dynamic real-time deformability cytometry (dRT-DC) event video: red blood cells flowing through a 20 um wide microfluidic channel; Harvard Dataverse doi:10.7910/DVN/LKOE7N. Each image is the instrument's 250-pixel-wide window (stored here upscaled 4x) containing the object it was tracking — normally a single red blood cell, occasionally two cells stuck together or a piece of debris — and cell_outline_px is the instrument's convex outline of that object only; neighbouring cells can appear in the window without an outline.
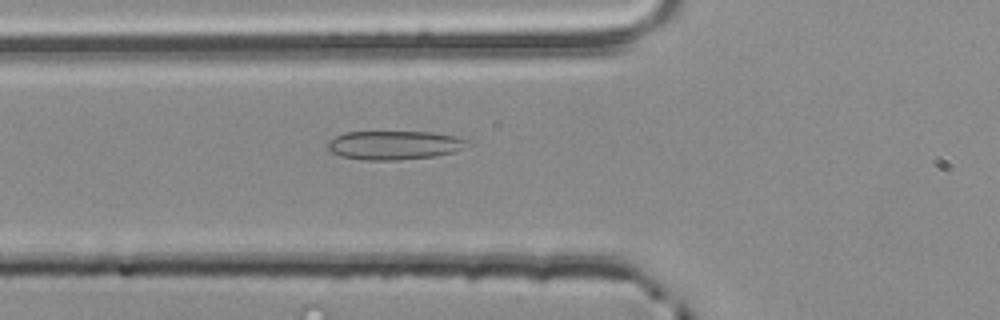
{"species": "common noctule bat (a hibernating species)", "species_latin": "Nyctalus noctula", "temperature_condition": "room temperature", "stored_images_in_passage": 35, "camera_frame_rate_fps": 3000, "um_per_image_px": 0.085, "animal": {"sex": "male", "body_mass_g": 20.4}, "frame": {"image": 1, "passage_image": 7, "time_ms": 2.0, "image_size_px": [1000, 320], "cell_outline_px": [[472, 144], [456, 152], [436, 156], [400, 160], [364, 160], [340, 156], [332, 152], [328, 148], [328, 140], [344, 132], [432, 132], [456, 136], [472, 140]], "centroid_in_image_um": [33.6, 12.34], "position_along_channel_um": 92.2, "area_um2": 23.87}}
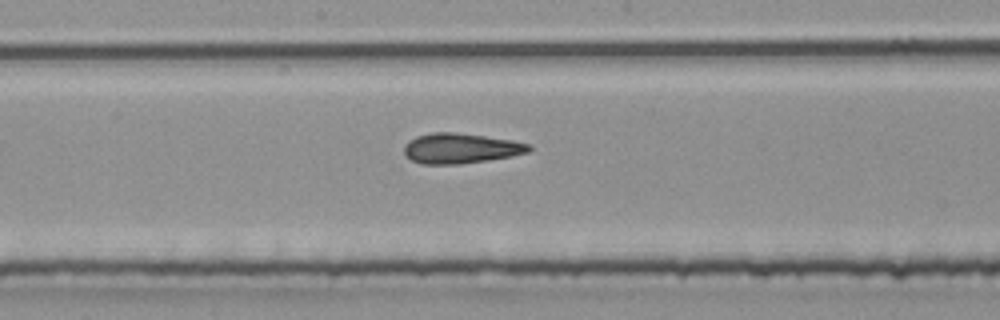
{"frame": {"image": 2, "passage_image": 16, "time_ms": 5.0, "image_size_px": [1000, 320], "cell_outline_px": [[532, 148], [528, 152], [512, 156], [488, 160], [460, 164], [420, 164], [412, 160], [404, 152], [404, 144], [408, 140], [416, 136], [432, 132], [456, 132], [512, 140], [532, 144]], "centroid_in_image_um": [39.16, 12.6], "position_along_channel_um": 209.0, "area_um2": 22.08}}
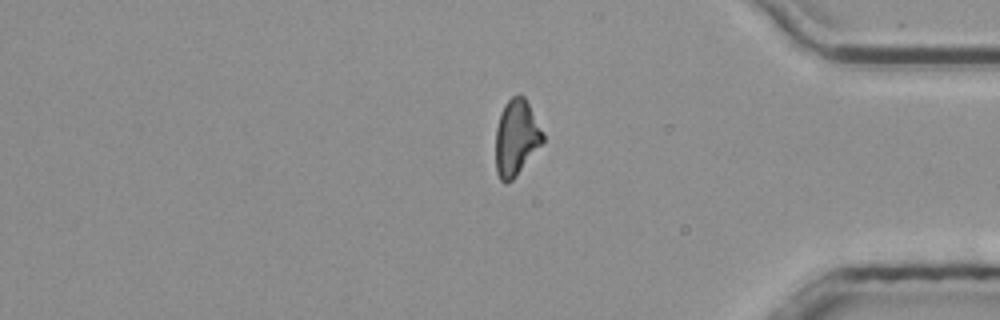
{"frame": {"image": 3, "passage_image": 32, "time_ms": 10.333, "image_size_px": [1000, 320], "cell_outline_px": [[544, 140], [516, 176], [508, 184], [504, 184], [500, 180], [496, 172], [496, 128], [500, 112], [504, 104], [512, 96], [524, 96], [544, 132]], "centroid_in_image_um": [43.87, 11.71], "position_along_channel_um": 391.3, "area_um2": 20.87}}